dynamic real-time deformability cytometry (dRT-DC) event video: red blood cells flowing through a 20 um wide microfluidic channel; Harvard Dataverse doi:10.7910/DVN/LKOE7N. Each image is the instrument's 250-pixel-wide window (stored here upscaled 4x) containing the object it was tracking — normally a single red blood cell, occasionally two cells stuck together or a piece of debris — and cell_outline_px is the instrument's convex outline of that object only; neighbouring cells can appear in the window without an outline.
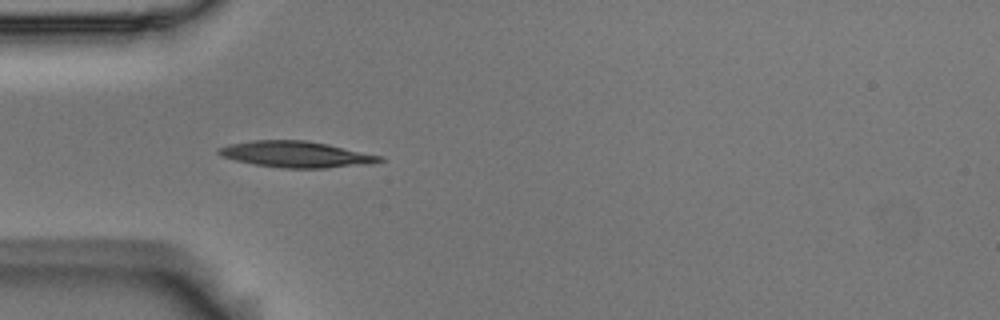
{"species": "Egyptian fruit bat (a non-hibernating species)", "species_latin": "Rousettus aegyptiacus", "temperature_condition": "room temperature", "stored_images_in_passage": 5, "camera_frame_rate_fps": 3000, "um_per_image_px": 0.085, "animal": {"sex": "male"}, "frame": {"image": 1, "passage_image": 4, "time_ms": 1.0, "image_size_px": [1000, 320], "cell_outline_px": [[384, 160], [372, 164], [328, 168], [284, 168], [256, 164], [236, 160], [220, 156], [216, 152], [216, 148], [228, 144], [252, 140], [304, 140], [328, 144], [380, 156]], "centroid_in_image_um": [25.13, 13.11], "position_along_channel_um": 59.9, "area_um2": 24.51}}
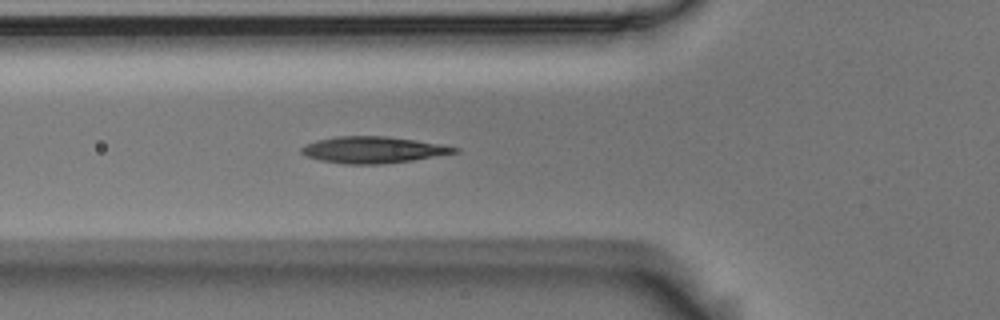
{"frame": {"image": 2, "passage_image": 5, "time_ms": 1.333, "image_size_px": [1000, 320], "cell_outline_px": [[460, 152], [412, 160], [380, 164], [344, 164], [320, 160], [304, 156], [300, 152], [300, 148], [316, 140], [336, 136], [384, 136], [416, 140], [444, 144], [460, 148]], "centroid_in_image_um": [31.72, 12.73], "position_along_channel_um": 94.1, "area_um2": 23.76}}